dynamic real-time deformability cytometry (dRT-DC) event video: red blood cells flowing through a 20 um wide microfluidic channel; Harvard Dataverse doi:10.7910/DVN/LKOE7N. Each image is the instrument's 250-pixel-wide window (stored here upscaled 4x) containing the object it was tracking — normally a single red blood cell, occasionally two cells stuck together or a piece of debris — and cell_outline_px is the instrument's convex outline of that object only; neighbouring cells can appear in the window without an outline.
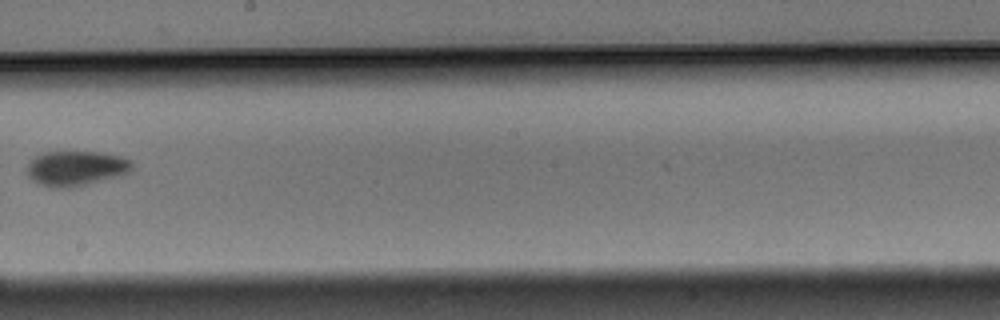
{"species": "Egyptian fruit bat (a non-hibernating species)", "species_latin": "Rousettus aegyptiacus", "temperature_condition": "warm", "stored_images_in_passage": 9, "camera_frame_rate_fps": 3000, "um_per_image_px": 0.085, "animal": {"sex": "male"}, "frame": {"image": 1, "passage_image": 9, "time_ms": 2.667, "image_size_px": [1000, 320], "cell_outline_px": [[132, 168], [128, 172], [120, 176], [88, 184], [64, 188], [52, 188], [40, 184], [32, 180], [28, 176], [28, 164], [36, 156], [44, 152], [100, 152], [120, 156], [132, 160]], "centroid_in_image_um": [6.47, 14.31], "position_along_channel_um": 241.7, "area_um2": 21.33}}